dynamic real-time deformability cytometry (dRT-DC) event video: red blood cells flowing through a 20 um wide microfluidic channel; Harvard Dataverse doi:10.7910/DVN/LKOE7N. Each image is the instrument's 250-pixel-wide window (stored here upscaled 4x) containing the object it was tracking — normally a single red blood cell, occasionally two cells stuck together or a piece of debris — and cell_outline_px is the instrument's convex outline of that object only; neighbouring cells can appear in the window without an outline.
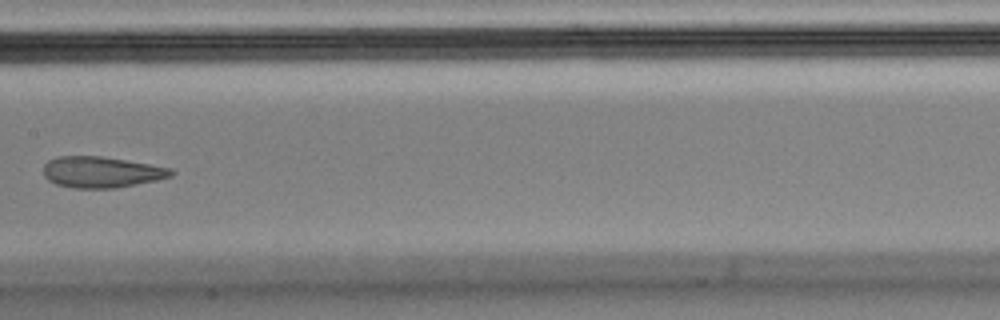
{"species": "Egyptian fruit bat (a non-hibernating species)", "species_latin": "Rousettus aegyptiacus", "temperature_condition": "cold", "stored_images_in_passage": 6, "camera_frame_rate_fps": 3000, "um_per_image_px": 0.085, "animal": {"sex": "male"}, "frame": {"image": 1, "passage_image": 6, "time_ms": 1.667, "image_size_px": [1000, 320], "cell_outline_px": [[176, 172], [172, 176], [156, 180], [116, 188], [72, 188], [56, 184], [48, 180], [44, 176], [44, 164], [48, 160], [60, 156], [100, 156], [172, 168]], "centroid_in_image_um": [8.61, 14.63], "position_along_channel_um": 198.8, "area_um2": 23.06}}